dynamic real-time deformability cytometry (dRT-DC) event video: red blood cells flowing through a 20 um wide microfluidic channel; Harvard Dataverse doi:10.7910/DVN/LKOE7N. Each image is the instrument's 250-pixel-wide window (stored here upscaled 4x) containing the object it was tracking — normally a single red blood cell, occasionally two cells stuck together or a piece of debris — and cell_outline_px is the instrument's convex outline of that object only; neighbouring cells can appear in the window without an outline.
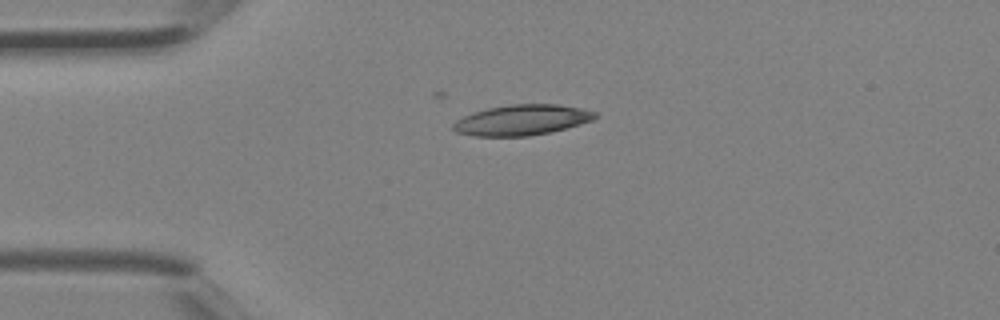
{"species": "Egyptian fruit bat (a non-hibernating species)", "species_latin": "Rousettus aegyptiacus", "temperature_condition": "room temperature", "stored_images_in_passage": 2, "camera_frame_rate_fps": 3000, "um_per_image_px": 0.085, "animal": {"sex": "female"}, "frame": {"image": 1, "passage_image": 1, "time_ms": 0.0, "image_size_px": [1000, 320], "cell_outline_px": [[596, 116], [592, 120], [580, 124], [548, 132], [528, 136], [472, 136], [456, 132], [452, 128], [452, 124], [456, 120], [472, 112], [488, 108], [508, 104], [560, 104], [580, 108], [596, 112]], "centroid_in_image_um": [44.31, 10.19], "position_along_channel_um": 40.7, "area_um2": 25.14}}